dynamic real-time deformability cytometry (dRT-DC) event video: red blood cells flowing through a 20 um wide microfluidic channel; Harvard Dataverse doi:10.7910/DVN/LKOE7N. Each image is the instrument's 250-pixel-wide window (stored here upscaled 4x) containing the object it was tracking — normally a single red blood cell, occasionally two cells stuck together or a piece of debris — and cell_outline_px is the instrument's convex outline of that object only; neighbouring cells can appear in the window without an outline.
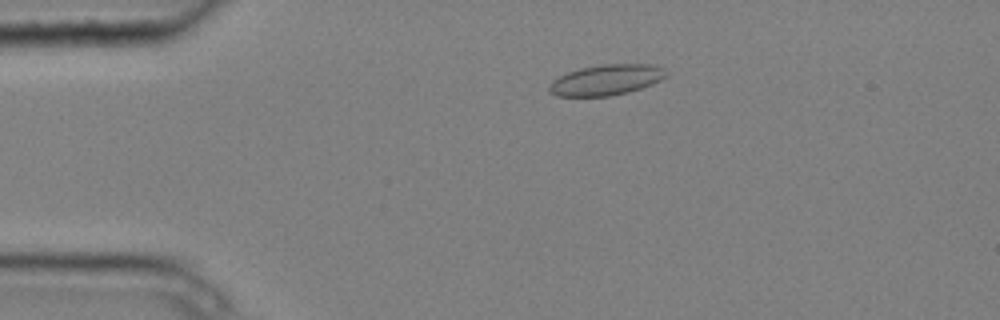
{"species": "common noctule bat (a hibernating species)", "species_latin": "Nyctalus noctula", "temperature_condition": "cold", "stored_images_in_passage": 6, "camera_frame_rate_fps": 3000, "um_per_image_px": 0.085, "animal": {"sex": "male", "body_mass_g": 20.4}, "frame": {"image": 1, "passage_image": 4, "time_ms": 1.0, "image_size_px": [1000, 320], "cell_outline_px": [[668, 76], [652, 84], [628, 92], [608, 96], [556, 96], [548, 92], [548, 84], [552, 80], [568, 72], [580, 68], [604, 64], [652, 64], [664, 68], [668, 72]], "centroid_in_image_um": [51.53, 6.79], "position_along_channel_um": 33.5, "area_um2": 20.98}}
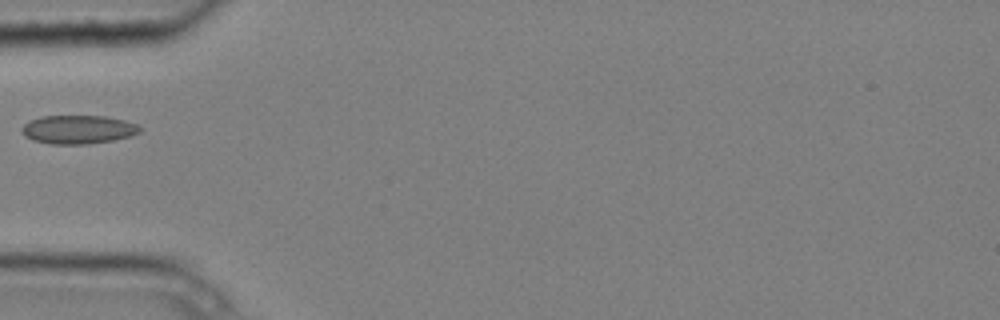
{"frame": {"image": 2, "passage_image": 6, "time_ms": 1.667, "image_size_px": [1000, 320], "cell_outline_px": [[140, 132], [132, 136], [116, 140], [88, 144], [48, 144], [32, 140], [24, 136], [20, 132], [20, 128], [28, 120], [40, 116], [104, 116], [124, 120], [136, 124], [140, 128]], "centroid_in_image_um": [6.59, 11.01], "position_along_channel_um": 78.4, "area_um2": 20.0}}